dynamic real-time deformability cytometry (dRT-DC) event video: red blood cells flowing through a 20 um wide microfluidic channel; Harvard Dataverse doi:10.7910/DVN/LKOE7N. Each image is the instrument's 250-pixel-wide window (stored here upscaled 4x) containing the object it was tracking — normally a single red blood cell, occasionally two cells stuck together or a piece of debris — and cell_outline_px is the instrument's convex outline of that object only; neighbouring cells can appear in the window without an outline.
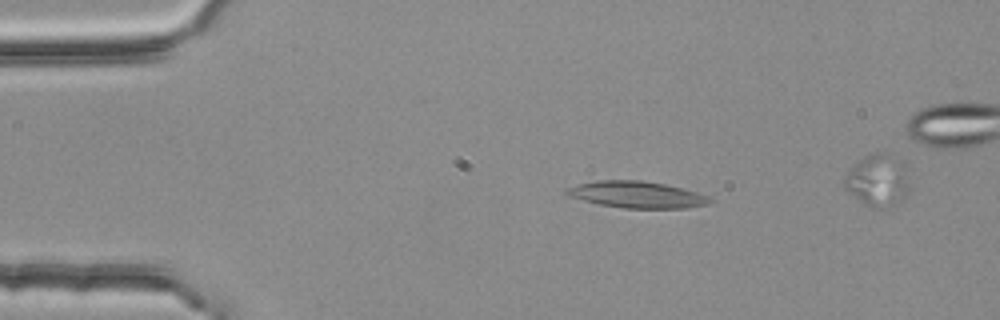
{"species": "common noctule bat (a hibernating species)", "species_latin": "Nyctalus noctula", "temperature_condition": "room temperature", "stored_images_in_passage": 56, "camera_frame_rate_fps": 3000, "um_per_image_px": 0.085, "animal": {"sex": "female", "body_mass_g": 25.1}, "frame": {"image": 1, "passage_image": 10, "time_ms": 3.0, "image_size_px": [1000, 320], "cell_outline_px": [[712, 200], [708, 204], [688, 208], [624, 208], [600, 204], [568, 196], [564, 192], [568, 188], [576, 184], [596, 180], [640, 180], [664, 184], [696, 192], [708, 196]], "centroid_in_image_um": [54.11, 16.54], "position_along_channel_um": 30.9, "area_um2": 22.02}}
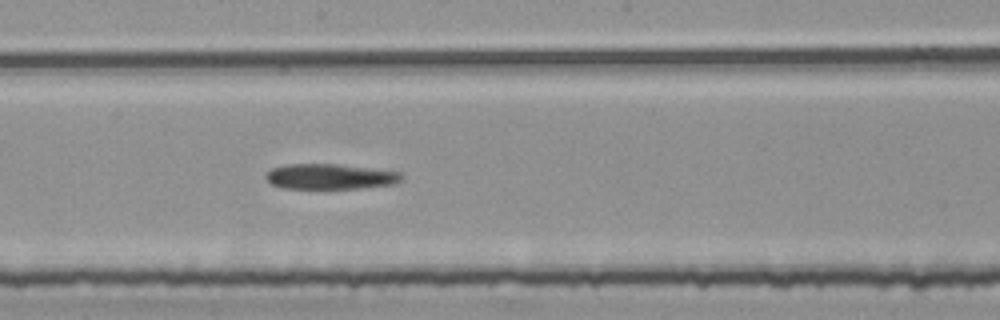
{"frame": {"image": 2, "passage_image": 30, "time_ms": 9.667, "image_size_px": [1000, 320], "cell_outline_px": [[400, 180], [392, 184], [360, 188], [280, 188], [264, 180], [264, 172], [272, 168], [284, 164], [340, 164], [400, 172]], "centroid_in_image_um": [27.93, 15.0], "position_along_channel_um": 220.3, "area_um2": 20.06}}
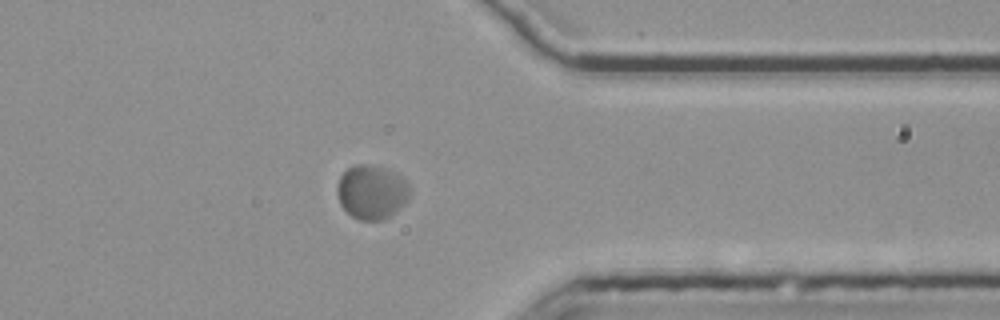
{"frame": {"image": 3, "passage_image": 44, "time_ms": 14.333, "image_size_px": [1000, 320], "cell_outline_px": [[412, 192], [408, 200], [392, 216], [384, 220], [360, 220], [352, 216], [340, 204], [336, 192], [336, 188], [340, 176], [348, 168], [356, 164], [368, 164], [388, 168], [400, 176], [412, 188]], "centroid_in_image_um": [31.62, 16.32], "position_along_channel_um": 379.8, "area_um2": 23.29}, "authors_computed_cell_mechanics": {"area_um2": 21.8484, "velocity_mm_per_s": 3.6287, "shape_relaxation_time_tau1_ms": null, "shape_relaxation_time_tau2_ms": 1.294, "deformation_change_tau1": null, "deformation_change_tau2": 0.0396}}